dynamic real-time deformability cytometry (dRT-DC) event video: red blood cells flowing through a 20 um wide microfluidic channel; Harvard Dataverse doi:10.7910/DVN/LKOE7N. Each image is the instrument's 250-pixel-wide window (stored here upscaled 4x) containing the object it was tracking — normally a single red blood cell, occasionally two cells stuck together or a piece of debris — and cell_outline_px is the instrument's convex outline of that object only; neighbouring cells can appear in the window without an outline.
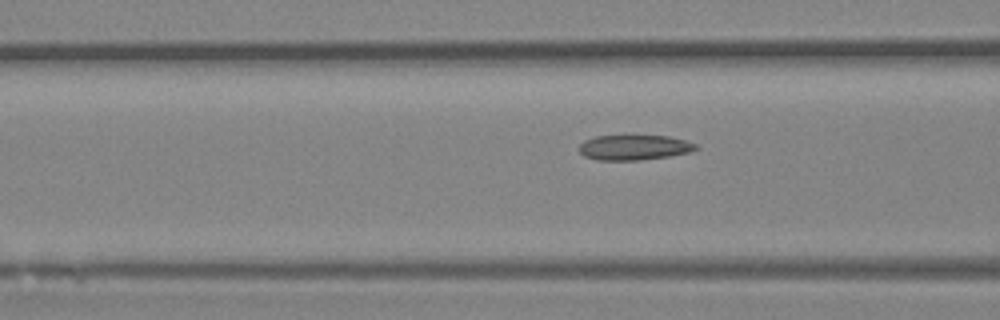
{"species": "Egyptian fruit bat (a non-hibernating species)", "species_latin": "Rousettus aegyptiacus", "temperature_condition": "room temperature", "stored_images_in_passage": 7, "camera_frame_rate_fps": 3000, "um_per_image_px": 0.085, "animal": {"sex": "female"}, "frame": {"image": 1, "passage_image": 7, "time_ms": 2.0, "image_size_px": [1000, 320], "cell_outline_px": [[700, 148], [692, 152], [668, 156], [640, 160], [596, 160], [584, 156], [580, 152], [580, 144], [584, 140], [596, 136], [668, 136], [684, 140], [696, 144]], "centroid_in_image_um": [53.92, 12.54], "position_along_channel_um": 112.7, "area_um2": 17.05}}